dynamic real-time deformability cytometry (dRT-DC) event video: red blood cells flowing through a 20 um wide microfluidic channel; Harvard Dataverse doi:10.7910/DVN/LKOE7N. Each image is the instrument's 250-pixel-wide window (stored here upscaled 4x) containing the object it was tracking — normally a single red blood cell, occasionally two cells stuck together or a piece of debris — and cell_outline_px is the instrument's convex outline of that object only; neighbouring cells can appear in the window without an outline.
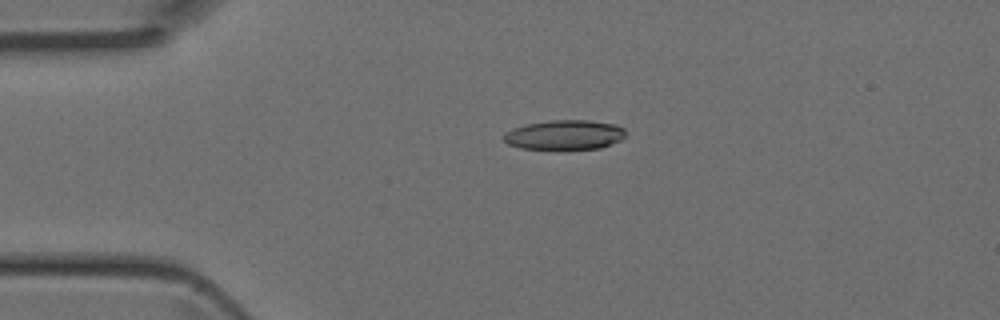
{"species": "Egyptian fruit bat (a non-hibernating species)", "species_latin": "Rousettus aegyptiacus", "temperature_condition": "room temperature", "stored_images_in_passage": 4, "camera_frame_rate_fps": 3000, "um_per_image_px": 0.085, "animal": {"sex": "female"}, "frame": {"image": 1, "passage_image": 3, "time_ms": 0.667, "image_size_px": [1000, 320], "cell_outline_px": [[624, 136], [620, 140], [600, 148], [560, 152], [520, 148], [508, 144], [504, 140], [504, 132], [512, 128], [524, 124], [552, 120], [588, 120], [616, 124], [624, 128]], "centroid_in_image_um": [47.95, 11.5], "position_along_channel_um": 37.1, "area_um2": 21.96}}